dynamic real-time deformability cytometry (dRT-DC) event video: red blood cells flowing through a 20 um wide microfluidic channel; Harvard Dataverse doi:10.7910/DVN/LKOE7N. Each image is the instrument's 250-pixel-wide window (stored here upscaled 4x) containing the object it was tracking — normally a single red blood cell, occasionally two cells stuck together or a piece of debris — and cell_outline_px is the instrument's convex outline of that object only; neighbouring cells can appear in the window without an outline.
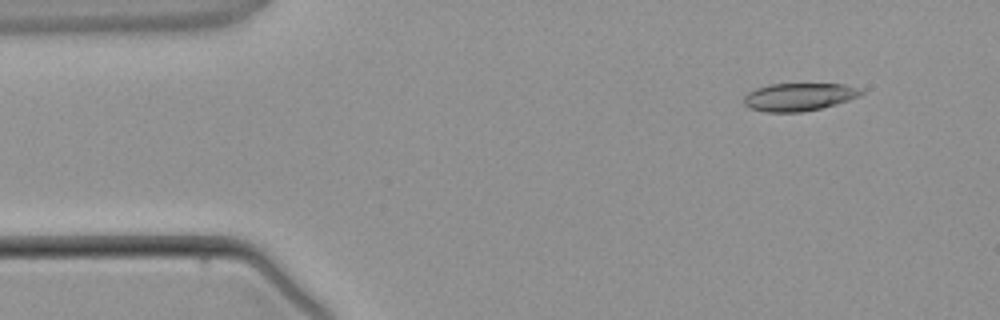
{"species": "common noctule bat (a hibernating species)", "species_latin": "Nyctalus noctula", "temperature_condition": "warm", "stored_images_in_passage": 3, "camera_frame_rate_fps": 3000, "um_per_image_px": 0.085, "animal": {"sex": "male", "body_mass_g": 21.5, "forearm_length_mm": 52.0}, "frame": {"image": 1, "passage_image": 1, "time_ms": 0.0, "image_size_px": [1000, 320], "cell_outline_px": [[864, 92], [860, 96], [836, 104], [804, 112], [764, 112], [748, 108], [744, 104], [744, 96], [748, 92], [756, 88], [768, 84], [844, 84], [860, 88]], "centroid_in_image_um": [67.89, 8.24], "position_along_channel_um": 17.1, "area_um2": 19.13}}
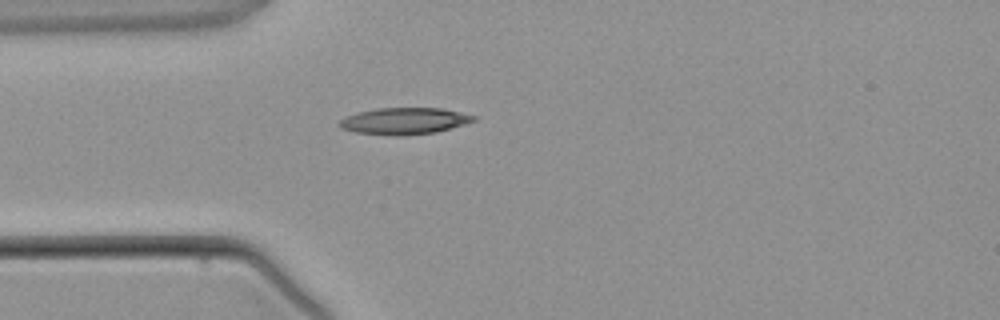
{"frame": {"image": 2, "passage_image": 3, "time_ms": 2.333, "image_size_px": [1000, 320], "cell_outline_px": [[476, 120], [464, 124], [436, 132], [396, 136], [356, 132], [340, 128], [336, 124], [344, 116], [356, 112], [376, 108], [440, 108], [460, 112], [476, 116]], "centroid_in_image_um": [34.31, 10.28], "position_along_channel_um": 50.7, "area_um2": 20.87}}